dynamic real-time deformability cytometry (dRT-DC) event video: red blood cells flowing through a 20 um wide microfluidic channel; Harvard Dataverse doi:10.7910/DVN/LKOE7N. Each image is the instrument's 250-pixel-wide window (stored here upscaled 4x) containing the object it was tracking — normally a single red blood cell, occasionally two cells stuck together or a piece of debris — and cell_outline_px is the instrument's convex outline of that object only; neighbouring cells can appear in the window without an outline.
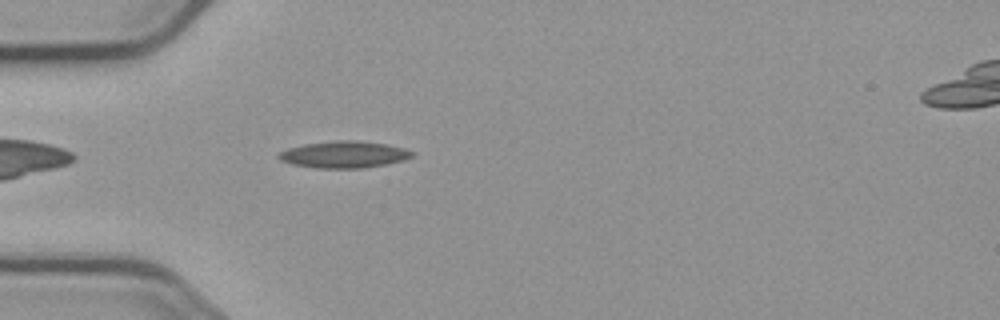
{"species": "common noctule bat (a hibernating species)", "species_latin": "Nyctalus noctula", "temperature_condition": "cold", "stored_images_in_passage": 2, "camera_frame_rate_fps": 3000, "um_per_image_px": 0.085, "animal": {"sex": "male", "body_mass_g": 23.1, "forearm_length_mm": 52.7}, "frame": {"image": 1, "passage_image": 2, "time_ms": 1.333, "image_size_px": [1000, 320], "cell_outline_px": [[416, 152], [412, 156], [404, 160], [388, 164], [364, 168], [316, 168], [292, 164], [280, 160], [276, 156], [280, 152], [288, 148], [304, 144], [336, 140], [356, 140], [388, 144], [404, 148]], "centroid_in_image_um": [29.27, 13.13], "position_along_channel_um": 55.7, "area_um2": 20.98}}